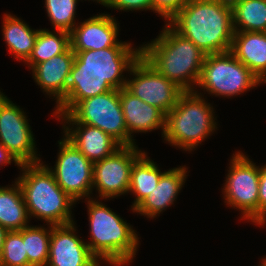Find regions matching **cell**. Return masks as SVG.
<instances>
[{
    "mask_svg": "<svg viewBox=\"0 0 266 266\" xmlns=\"http://www.w3.org/2000/svg\"><path fill=\"white\" fill-rule=\"evenodd\" d=\"M230 52L266 83V32H234Z\"/></svg>",
    "mask_w": 266,
    "mask_h": 266,
    "instance_id": "ffe728a7",
    "label": "cell"
},
{
    "mask_svg": "<svg viewBox=\"0 0 266 266\" xmlns=\"http://www.w3.org/2000/svg\"><path fill=\"white\" fill-rule=\"evenodd\" d=\"M2 35L15 59L26 62L32 54L39 29H32L16 15L3 14Z\"/></svg>",
    "mask_w": 266,
    "mask_h": 266,
    "instance_id": "44dd1931",
    "label": "cell"
},
{
    "mask_svg": "<svg viewBox=\"0 0 266 266\" xmlns=\"http://www.w3.org/2000/svg\"><path fill=\"white\" fill-rule=\"evenodd\" d=\"M86 1V0H85ZM93 2L95 1H97V3H99V4H101L102 2H103V0H92Z\"/></svg>",
    "mask_w": 266,
    "mask_h": 266,
    "instance_id": "e575fe53",
    "label": "cell"
},
{
    "mask_svg": "<svg viewBox=\"0 0 266 266\" xmlns=\"http://www.w3.org/2000/svg\"><path fill=\"white\" fill-rule=\"evenodd\" d=\"M234 32H266V0H230Z\"/></svg>",
    "mask_w": 266,
    "mask_h": 266,
    "instance_id": "cb8c5ba5",
    "label": "cell"
},
{
    "mask_svg": "<svg viewBox=\"0 0 266 266\" xmlns=\"http://www.w3.org/2000/svg\"><path fill=\"white\" fill-rule=\"evenodd\" d=\"M46 225L48 226L47 228L28 225L22 229L25 252L28 256V266H47L52 225Z\"/></svg>",
    "mask_w": 266,
    "mask_h": 266,
    "instance_id": "484cf974",
    "label": "cell"
},
{
    "mask_svg": "<svg viewBox=\"0 0 266 266\" xmlns=\"http://www.w3.org/2000/svg\"><path fill=\"white\" fill-rule=\"evenodd\" d=\"M7 232L8 231L0 225V255L2 252V247H3L4 239H5Z\"/></svg>",
    "mask_w": 266,
    "mask_h": 266,
    "instance_id": "d6a6232c",
    "label": "cell"
},
{
    "mask_svg": "<svg viewBox=\"0 0 266 266\" xmlns=\"http://www.w3.org/2000/svg\"><path fill=\"white\" fill-rule=\"evenodd\" d=\"M187 169L186 166H180L164 171L156 188L132 210L133 213L153 219L174 205L188 176Z\"/></svg>",
    "mask_w": 266,
    "mask_h": 266,
    "instance_id": "ac0fdd59",
    "label": "cell"
},
{
    "mask_svg": "<svg viewBox=\"0 0 266 266\" xmlns=\"http://www.w3.org/2000/svg\"><path fill=\"white\" fill-rule=\"evenodd\" d=\"M242 151H236L222 188L224 203L241 211V220L258 225V195L260 166Z\"/></svg>",
    "mask_w": 266,
    "mask_h": 266,
    "instance_id": "ba28073f",
    "label": "cell"
},
{
    "mask_svg": "<svg viewBox=\"0 0 266 266\" xmlns=\"http://www.w3.org/2000/svg\"><path fill=\"white\" fill-rule=\"evenodd\" d=\"M262 262L260 263L261 266H266V257L261 260Z\"/></svg>",
    "mask_w": 266,
    "mask_h": 266,
    "instance_id": "836d02e7",
    "label": "cell"
},
{
    "mask_svg": "<svg viewBox=\"0 0 266 266\" xmlns=\"http://www.w3.org/2000/svg\"><path fill=\"white\" fill-rule=\"evenodd\" d=\"M214 108L198 90L183 91L177 104L165 115L163 138L169 145L194 151L217 130Z\"/></svg>",
    "mask_w": 266,
    "mask_h": 266,
    "instance_id": "8992f818",
    "label": "cell"
},
{
    "mask_svg": "<svg viewBox=\"0 0 266 266\" xmlns=\"http://www.w3.org/2000/svg\"><path fill=\"white\" fill-rule=\"evenodd\" d=\"M260 84L262 81L229 51L205 56L197 87L215 97L231 98Z\"/></svg>",
    "mask_w": 266,
    "mask_h": 266,
    "instance_id": "52a82bcc",
    "label": "cell"
},
{
    "mask_svg": "<svg viewBox=\"0 0 266 266\" xmlns=\"http://www.w3.org/2000/svg\"><path fill=\"white\" fill-rule=\"evenodd\" d=\"M120 103L127 132L132 140H135L133 133H148L160 128L163 137L165 114L160 109L137 98L126 87L120 89Z\"/></svg>",
    "mask_w": 266,
    "mask_h": 266,
    "instance_id": "d6986e66",
    "label": "cell"
},
{
    "mask_svg": "<svg viewBox=\"0 0 266 266\" xmlns=\"http://www.w3.org/2000/svg\"><path fill=\"white\" fill-rule=\"evenodd\" d=\"M68 114L77 122L101 129L121 145H136L127 132L120 90L79 101Z\"/></svg>",
    "mask_w": 266,
    "mask_h": 266,
    "instance_id": "9c48e42d",
    "label": "cell"
},
{
    "mask_svg": "<svg viewBox=\"0 0 266 266\" xmlns=\"http://www.w3.org/2000/svg\"><path fill=\"white\" fill-rule=\"evenodd\" d=\"M137 145H122L108 157L93 163V185L100 199L128 194L131 168L144 153Z\"/></svg>",
    "mask_w": 266,
    "mask_h": 266,
    "instance_id": "4fadbf2b",
    "label": "cell"
},
{
    "mask_svg": "<svg viewBox=\"0 0 266 266\" xmlns=\"http://www.w3.org/2000/svg\"><path fill=\"white\" fill-rule=\"evenodd\" d=\"M49 167L43 161L19 167L22 174L16 181L21 187L29 217L51 225L73 223L71 209L77 202L60 188Z\"/></svg>",
    "mask_w": 266,
    "mask_h": 266,
    "instance_id": "5b68a950",
    "label": "cell"
},
{
    "mask_svg": "<svg viewBox=\"0 0 266 266\" xmlns=\"http://www.w3.org/2000/svg\"><path fill=\"white\" fill-rule=\"evenodd\" d=\"M168 24L206 55L231 50L234 29L230 0H189Z\"/></svg>",
    "mask_w": 266,
    "mask_h": 266,
    "instance_id": "7a4b0ae2",
    "label": "cell"
},
{
    "mask_svg": "<svg viewBox=\"0 0 266 266\" xmlns=\"http://www.w3.org/2000/svg\"><path fill=\"white\" fill-rule=\"evenodd\" d=\"M23 193L17 181L0 186V225L7 231H19L30 223Z\"/></svg>",
    "mask_w": 266,
    "mask_h": 266,
    "instance_id": "7402d4cb",
    "label": "cell"
},
{
    "mask_svg": "<svg viewBox=\"0 0 266 266\" xmlns=\"http://www.w3.org/2000/svg\"><path fill=\"white\" fill-rule=\"evenodd\" d=\"M51 116L62 121L63 136L92 163L108 157L122 146L101 129L77 123L68 113Z\"/></svg>",
    "mask_w": 266,
    "mask_h": 266,
    "instance_id": "2e32d148",
    "label": "cell"
},
{
    "mask_svg": "<svg viewBox=\"0 0 266 266\" xmlns=\"http://www.w3.org/2000/svg\"><path fill=\"white\" fill-rule=\"evenodd\" d=\"M266 223V164L260 167L258 195V226Z\"/></svg>",
    "mask_w": 266,
    "mask_h": 266,
    "instance_id": "4dcf8cb0",
    "label": "cell"
},
{
    "mask_svg": "<svg viewBox=\"0 0 266 266\" xmlns=\"http://www.w3.org/2000/svg\"><path fill=\"white\" fill-rule=\"evenodd\" d=\"M73 52L75 58L67 94L56 106L54 114H67L81 100L126 87L127 79L123 72H129L141 56V47H108Z\"/></svg>",
    "mask_w": 266,
    "mask_h": 266,
    "instance_id": "6da1fadb",
    "label": "cell"
},
{
    "mask_svg": "<svg viewBox=\"0 0 266 266\" xmlns=\"http://www.w3.org/2000/svg\"><path fill=\"white\" fill-rule=\"evenodd\" d=\"M58 143L54 169L49 168L56 183L76 202L93 198V163L64 136Z\"/></svg>",
    "mask_w": 266,
    "mask_h": 266,
    "instance_id": "7c38bea8",
    "label": "cell"
},
{
    "mask_svg": "<svg viewBox=\"0 0 266 266\" xmlns=\"http://www.w3.org/2000/svg\"><path fill=\"white\" fill-rule=\"evenodd\" d=\"M75 224L52 225L47 266H101L87 243L76 235Z\"/></svg>",
    "mask_w": 266,
    "mask_h": 266,
    "instance_id": "5bb4252c",
    "label": "cell"
},
{
    "mask_svg": "<svg viewBox=\"0 0 266 266\" xmlns=\"http://www.w3.org/2000/svg\"><path fill=\"white\" fill-rule=\"evenodd\" d=\"M75 53L71 47L60 55L36 64L32 76L38 86L49 97L55 98L56 106L66 97L69 74L74 62Z\"/></svg>",
    "mask_w": 266,
    "mask_h": 266,
    "instance_id": "e0dca14e",
    "label": "cell"
},
{
    "mask_svg": "<svg viewBox=\"0 0 266 266\" xmlns=\"http://www.w3.org/2000/svg\"><path fill=\"white\" fill-rule=\"evenodd\" d=\"M128 74L133 78L127 79L126 88L137 98L160 109L165 115L177 104L183 92L142 55L131 66Z\"/></svg>",
    "mask_w": 266,
    "mask_h": 266,
    "instance_id": "8fae6325",
    "label": "cell"
},
{
    "mask_svg": "<svg viewBox=\"0 0 266 266\" xmlns=\"http://www.w3.org/2000/svg\"><path fill=\"white\" fill-rule=\"evenodd\" d=\"M79 24V25H78ZM119 24L111 14L101 13L77 23L70 32L72 51L100 50L108 47H133L118 40Z\"/></svg>",
    "mask_w": 266,
    "mask_h": 266,
    "instance_id": "9a60e30c",
    "label": "cell"
},
{
    "mask_svg": "<svg viewBox=\"0 0 266 266\" xmlns=\"http://www.w3.org/2000/svg\"><path fill=\"white\" fill-rule=\"evenodd\" d=\"M28 121L24 110L1 92L0 145L20 164L42 161L37 155L35 138Z\"/></svg>",
    "mask_w": 266,
    "mask_h": 266,
    "instance_id": "30bf717a",
    "label": "cell"
},
{
    "mask_svg": "<svg viewBox=\"0 0 266 266\" xmlns=\"http://www.w3.org/2000/svg\"><path fill=\"white\" fill-rule=\"evenodd\" d=\"M70 47V33L41 28L39 29L32 54L25 64L32 69L38 63L65 53Z\"/></svg>",
    "mask_w": 266,
    "mask_h": 266,
    "instance_id": "d4e9b609",
    "label": "cell"
},
{
    "mask_svg": "<svg viewBox=\"0 0 266 266\" xmlns=\"http://www.w3.org/2000/svg\"><path fill=\"white\" fill-rule=\"evenodd\" d=\"M189 0H153L152 11L168 23Z\"/></svg>",
    "mask_w": 266,
    "mask_h": 266,
    "instance_id": "f1b7e54d",
    "label": "cell"
},
{
    "mask_svg": "<svg viewBox=\"0 0 266 266\" xmlns=\"http://www.w3.org/2000/svg\"><path fill=\"white\" fill-rule=\"evenodd\" d=\"M0 266H28L22 229L7 232L0 255Z\"/></svg>",
    "mask_w": 266,
    "mask_h": 266,
    "instance_id": "83f0119b",
    "label": "cell"
},
{
    "mask_svg": "<svg viewBox=\"0 0 266 266\" xmlns=\"http://www.w3.org/2000/svg\"><path fill=\"white\" fill-rule=\"evenodd\" d=\"M11 162H14L17 167L21 166L14 156L0 145V165L11 164Z\"/></svg>",
    "mask_w": 266,
    "mask_h": 266,
    "instance_id": "1f68e13d",
    "label": "cell"
},
{
    "mask_svg": "<svg viewBox=\"0 0 266 266\" xmlns=\"http://www.w3.org/2000/svg\"><path fill=\"white\" fill-rule=\"evenodd\" d=\"M141 55L183 91L197 89L206 54L168 23L157 38L141 46Z\"/></svg>",
    "mask_w": 266,
    "mask_h": 266,
    "instance_id": "3957f363",
    "label": "cell"
},
{
    "mask_svg": "<svg viewBox=\"0 0 266 266\" xmlns=\"http://www.w3.org/2000/svg\"><path fill=\"white\" fill-rule=\"evenodd\" d=\"M88 208L90 252L112 266H125L136 257L139 237L133 226L96 198L85 200ZM132 226V227H131Z\"/></svg>",
    "mask_w": 266,
    "mask_h": 266,
    "instance_id": "277c9868",
    "label": "cell"
},
{
    "mask_svg": "<svg viewBox=\"0 0 266 266\" xmlns=\"http://www.w3.org/2000/svg\"><path fill=\"white\" fill-rule=\"evenodd\" d=\"M80 0H45L46 13L54 30L70 33L76 26V9Z\"/></svg>",
    "mask_w": 266,
    "mask_h": 266,
    "instance_id": "4316f807",
    "label": "cell"
},
{
    "mask_svg": "<svg viewBox=\"0 0 266 266\" xmlns=\"http://www.w3.org/2000/svg\"><path fill=\"white\" fill-rule=\"evenodd\" d=\"M163 173L146 152L134 162L128 191L135 195V200L131 205L132 210L156 188Z\"/></svg>",
    "mask_w": 266,
    "mask_h": 266,
    "instance_id": "603a6c76",
    "label": "cell"
},
{
    "mask_svg": "<svg viewBox=\"0 0 266 266\" xmlns=\"http://www.w3.org/2000/svg\"><path fill=\"white\" fill-rule=\"evenodd\" d=\"M153 0H103L101 5L120 11L152 10Z\"/></svg>",
    "mask_w": 266,
    "mask_h": 266,
    "instance_id": "f546056e",
    "label": "cell"
}]
</instances>
